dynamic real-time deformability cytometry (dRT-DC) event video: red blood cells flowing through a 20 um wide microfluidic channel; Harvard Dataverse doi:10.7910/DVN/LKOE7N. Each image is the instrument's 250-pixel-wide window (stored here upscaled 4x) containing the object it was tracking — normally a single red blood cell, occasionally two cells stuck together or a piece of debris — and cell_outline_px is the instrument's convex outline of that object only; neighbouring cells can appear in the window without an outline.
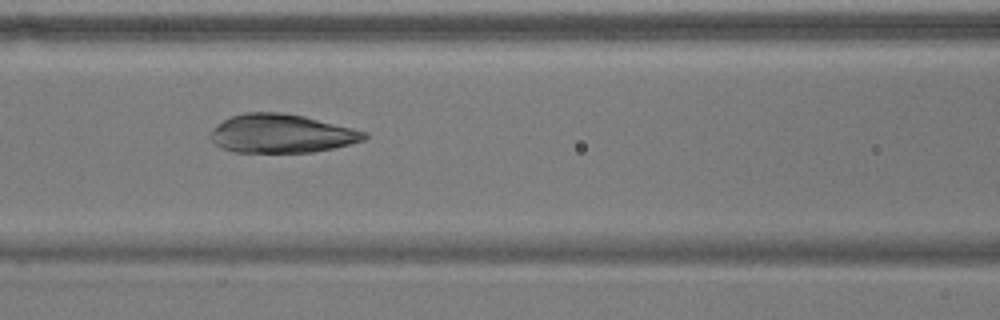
{"species": "common noctule bat (a hibernating species)", "species_latin": "Nyctalus noctula", "temperature_condition": "warm", "stored_images_in_passage": 50, "camera_frame_rate_fps": 3000, "um_per_image_px": 0.085, "animal": {"sex": "male", "body_mass_g": 17.9}, "frame": {"image": 1, "passage_image": 19, "time_ms": 6.0, "image_size_px": [1000, 320], "cell_outline_px": [[368, 136], [364, 140], [332, 148], [312, 152], [232, 152], [216, 144], [208, 136], [224, 120], [232, 116], [244, 112], [280, 112], [304, 116], [368, 132]], "centroid_in_image_um": [23.94, 11.35], "position_along_channel_um": 142.7, "area_um2": 34.28}}
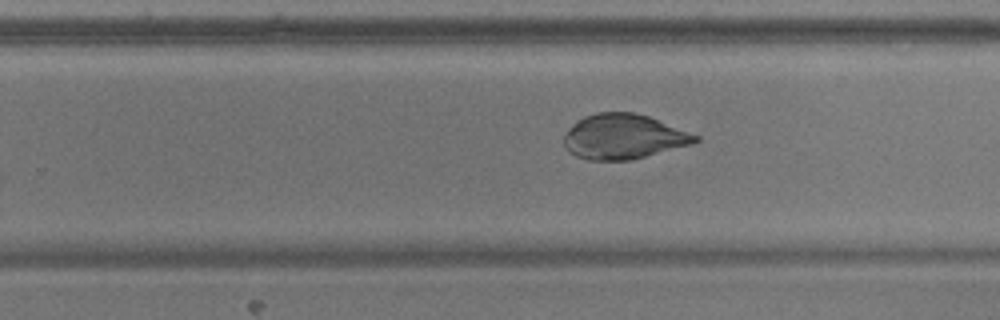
{"frame": {"image": 2, "passage_image": 30, "time_ms": 9.667, "image_size_px": [1000, 320], "cell_outline_px": [[700, 140], [692, 144], [632, 160], [588, 160], [576, 156], [568, 152], [564, 148], [564, 136], [568, 128], [576, 120], [584, 116], [596, 112], [632, 112], [648, 116], [700, 136]], "centroid_in_image_um": [52.97, 11.62], "position_along_channel_um": 276.8, "area_um2": 34.56}}